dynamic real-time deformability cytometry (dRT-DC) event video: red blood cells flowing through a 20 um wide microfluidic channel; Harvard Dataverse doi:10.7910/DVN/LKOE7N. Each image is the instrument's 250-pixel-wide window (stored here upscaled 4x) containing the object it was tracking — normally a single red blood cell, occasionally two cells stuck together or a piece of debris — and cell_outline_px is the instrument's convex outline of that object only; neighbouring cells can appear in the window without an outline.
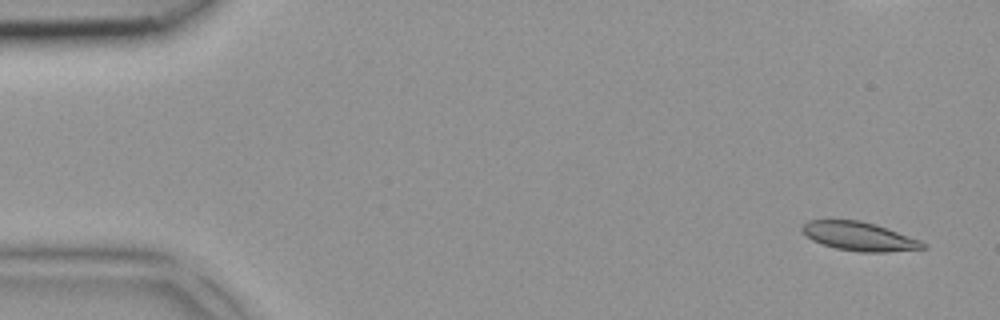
{"species": "common noctule bat (a hibernating species)", "species_latin": "Nyctalus noctula", "temperature_condition": "room temperature", "stored_images_in_passage": 4, "camera_frame_rate_fps": 3000, "um_per_image_px": 0.085, "animal": {"sex": "female", "body_mass_g": 18.4}, "frame": {"image": 1, "passage_image": 1, "time_ms": 0.0, "image_size_px": [1000, 320], "cell_outline_px": [[928, 244], [924, 248], [888, 252], [860, 252], [836, 248], [812, 240], [800, 228], [808, 220], [860, 220], [876, 224], [920, 240]], "centroid_in_image_um": [73.05, 20.09], "position_along_channel_um": 11.9, "area_um2": 20.06}}